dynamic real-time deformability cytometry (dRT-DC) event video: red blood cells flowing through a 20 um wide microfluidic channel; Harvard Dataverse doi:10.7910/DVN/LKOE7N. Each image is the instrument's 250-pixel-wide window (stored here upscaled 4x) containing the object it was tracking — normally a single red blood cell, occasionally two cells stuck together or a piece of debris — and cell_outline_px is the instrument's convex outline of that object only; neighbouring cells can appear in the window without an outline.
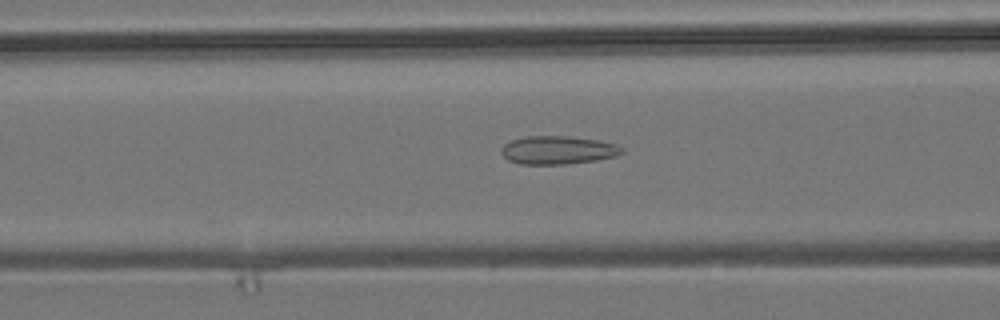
{"species": "common noctule bat (a hibernating species)", "species_latin": "Nyctalus noctula", "temperature_condition": "room temperature", "stored_images_in_passage": 9, "camera_frame_rate_fps": 3000, "um_per_image_px": 0.085, "animal": {"sex": "male", "body_mass_g": 19.2, "forearm_length_mm": 51.8}, "frame": {"image": 1, "passage_image": 7, "time_ms": 2.0, "image_size_px": [1000, 320], "cell_outline_px": [[624, 152], [616, 156], [596, 160], [568, 164], [520, 164], [508, 160], [500, 152], [504, 144], [512, 140], [524, 136], [568, 136], [600, 140], [616, 144], [624, 148]], "centroid_in_image_um": [47.44, 12.75], "position_along_channel_um": 119.2, "area_um2": 20.0}}